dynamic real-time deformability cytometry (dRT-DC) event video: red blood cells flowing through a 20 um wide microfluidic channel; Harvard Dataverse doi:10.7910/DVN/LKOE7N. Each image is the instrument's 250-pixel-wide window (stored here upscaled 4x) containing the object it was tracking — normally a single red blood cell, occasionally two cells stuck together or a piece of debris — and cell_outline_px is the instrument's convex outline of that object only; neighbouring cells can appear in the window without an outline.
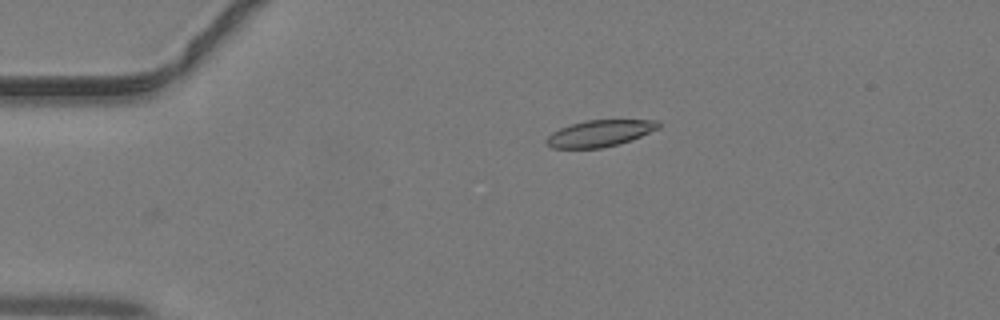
{"species": "common noctule bat (a hibernating species)", "species_latin": "Nyctalus noctula", "temperature_condition": "warm", "stored_images_in_passage": 33, "camera_frame_rate_fps": 3000, "um_per_image_px": 0.085, "animal": {"sex": "male", "body_mass_g": 19.2, "forearm_length_mm": 51.8}, "frame": {"image": 1, "passage_image": 2, "time_ms": 0.333, "image_size_px": [1000, 320], "cell_outline_px": [[660, 128], [640, 136], [616, 144], [600, 148], [552, 148], [544, 140], [552, 132], [560, 128], [572, 124], [588, 120], [660, 120]], "centroid_in_image_um": [50.97, 11.32], "position_along_channel_um": 34.0, "area_um2": 17.05}}
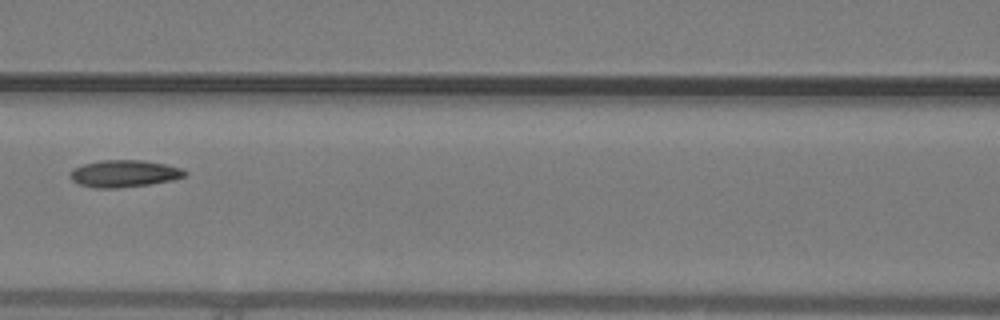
{"frame": {"image": 2, "passage_image": 13, "time_ms": 4.0, "image_size_px": [1000, 320], "cell_outline_px": [[188, 172], [184, 176], [172, 180], [148, 184], [116, 188], [96, 188], [80, 184], [72, 180], [68, 176], [68, 172], [72, 168], [84, 164], [100, 160], [144, 160], [164, 164], [180, 168]], "centroid_in_image_um": [10.5, 14.75], "position_along_channel_um": 156.1, "area_um2": 18.03}}
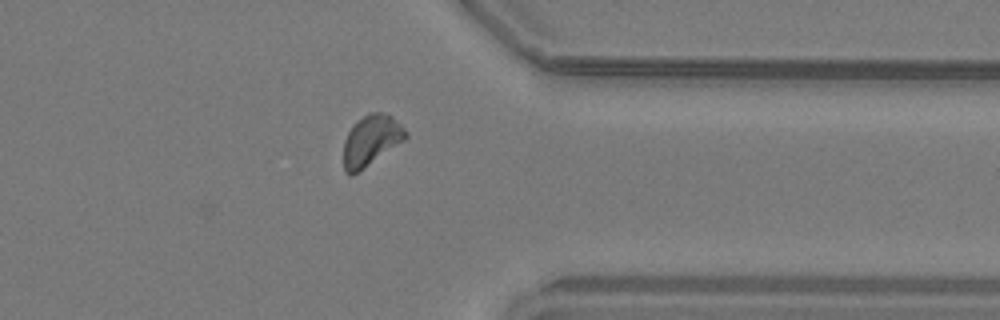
{"frame": {"image": 3, "passage_image": 28, "time_ms": 9.0, "image_size_px": [1000, 320], "cell_outline_px": [[408, 136], [404, 140], [352, 176], [348, 176], [344, 172], [344, 140], [348, 132], [368, 112], [380, 112], [392, 116], [408, 132]], "centroid_in_image_um": [31.54, 11.95], "position_along_channel_um": 379.9, "area_um2": 17.98}}